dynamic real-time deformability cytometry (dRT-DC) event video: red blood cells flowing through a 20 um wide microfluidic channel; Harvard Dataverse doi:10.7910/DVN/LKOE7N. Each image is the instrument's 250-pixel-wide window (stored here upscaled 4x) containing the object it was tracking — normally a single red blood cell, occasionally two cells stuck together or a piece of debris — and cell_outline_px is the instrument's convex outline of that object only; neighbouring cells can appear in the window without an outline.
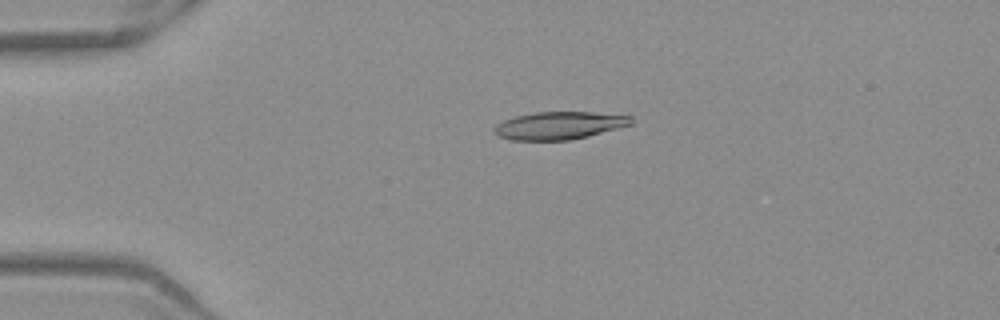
{"species": "Egyptian fruit bat (a non-hibernating species)", "species_latin": "Rousettus aegyptiacus", "temperature_condition": "warm", "stored_images_in_passage": 52, "camera_frame_rate_fps": 3000, "um_per_image_px": 0.085, "frame": {"image": 1, "passage_image": 12, "time_ms": 3.667, "image_size_px": [1000, 320], "cell_outline_px": [[632, 124], [588, 136], [568, 140], [512, 140], [500, 136], [492, 128], [496, 124], [504, 120], [516, 116], [536, 112], [592, 112], [632, 116]], "centroid_in_image_um": [47.53, 10.66], "position_along_channel_um": 37.5, "area_um2": 21.85}}
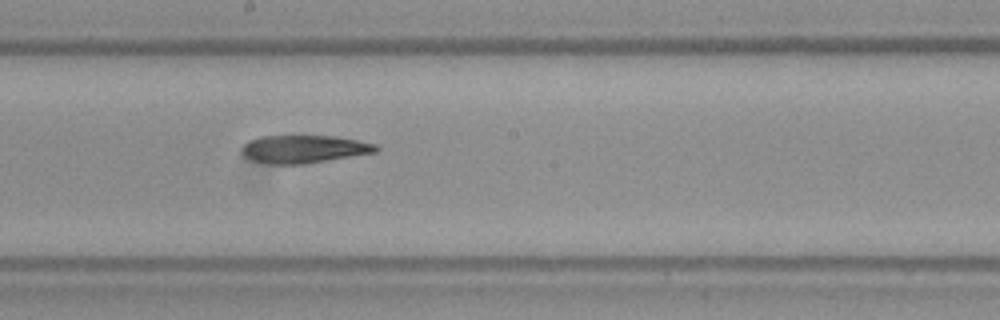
{"frame": {"image": 2, "passage_image": 29, "time_ms": 9.333, "image_size_px": [1000, 320], "cell_outline_px": [[380, 148], [376, 152], [304, 164], [268, 164], [252, 160], [244, 156], [240, 152], [240, 148], [248, 140], [260, 136], [332, 136], [356, 140], [376, 144]], "centroid_in_image_um": [25.78, 12.67], "position_along_channel_um": 222.4, "area_um2": 21.79}}
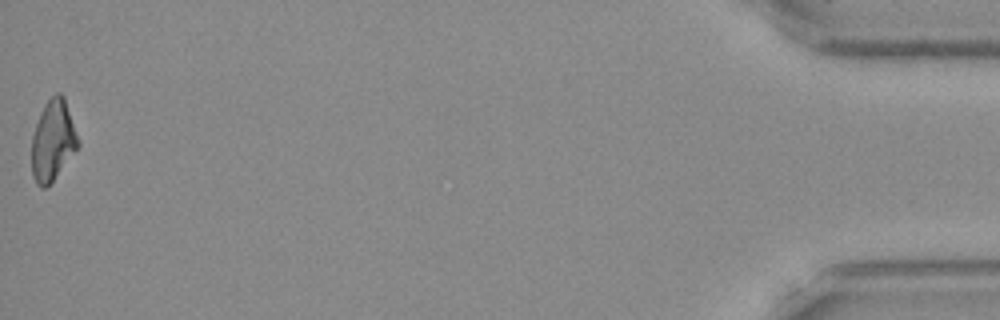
{"frame": {"image": 3, "passage_image": 52, "time_ms": 17.0, "image_size_px": [1000, 320], "cell_outline_px": [[80, 144], [52, 180], [44, 188], [40, 188], [36, 184], [32, 176], [32, 136], [40, 112], [44, 104], [56, 92], [60, 92], [64, 96], [80, 140]], "centroid_in_image_um": [4.49, 11.9], "position_along_channel_um": 430.7, "area_um2": 21.62}, "authors_computed_cell_mechanics": {"area_um2": 22.2241, "velocity_mm_per_s": 3.9507, "shape_relaxation_time_tau1_ms": null, "shape_relaxation_time_tau2_ms": 5.7869, "deformation_change_tau1": null, "deformation_change_tau2": 0.1695}}